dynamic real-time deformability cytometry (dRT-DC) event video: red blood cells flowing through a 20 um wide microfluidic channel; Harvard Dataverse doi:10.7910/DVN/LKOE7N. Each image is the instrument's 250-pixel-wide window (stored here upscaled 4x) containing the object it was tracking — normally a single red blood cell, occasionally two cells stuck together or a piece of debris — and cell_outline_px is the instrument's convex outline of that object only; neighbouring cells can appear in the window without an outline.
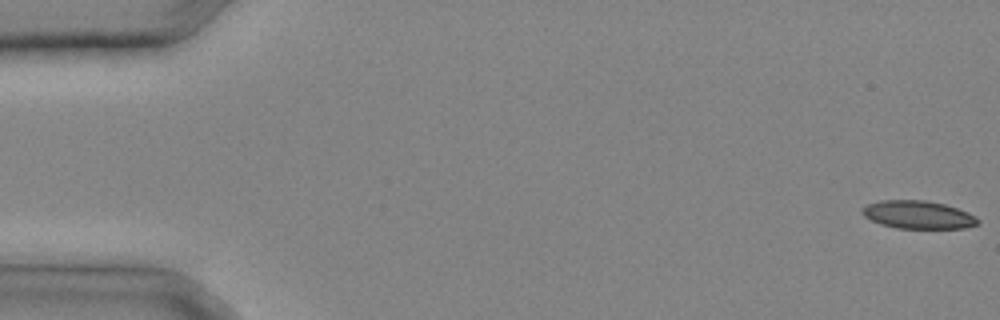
{"species": "common noctule bat (a hibernating species)", "species_latin": "Nyctalus noctula", "temperature_condition": "cold", "stored_images_in_passage": 32, "camera_frame_rate_fps": 3000, "um_per_image_px": 0.085, "animal": {"sex": "male", "body_mass_g": 20.4}, "frame": {"image": 1, "passage_image": 1, "time_ms": 0.0, "image_size_px": [1000, 320], "cell_outline_px": [[980, 224], [964, 228], [896, 228], [880, 224], [864, 216], [860, 212], [860, 208], [868, 204], [880, 200], [924, 200], [944, 204], [968, 212], [976, 216], [980, 220]], "centroid_in_image_um": [78.03, 18.25], "position_along_channel_um": 7.0, "area_um2": 18.96}}
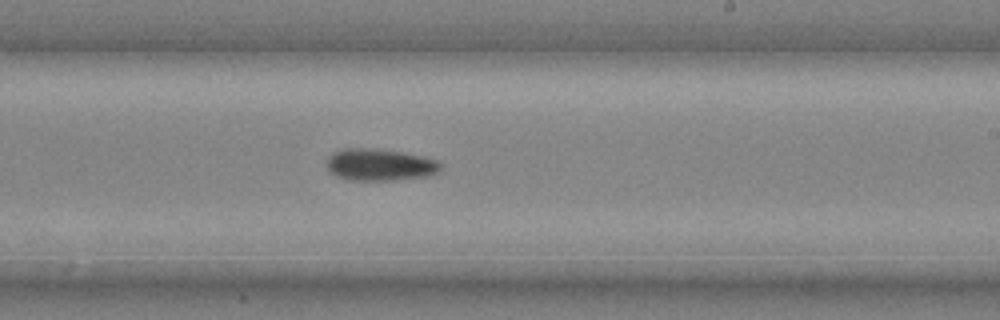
{"frame": {"image": 2, "passage_image": 20, "time_ms": 6.333, "image_size_px": [1000, 320], "cell_outline_px": [[440, 168], [436, 172], [428, 176], [396, 180], [352, 180], [336, 176], [328, 168], [328, 156], [332, 152], [340, 148], [376, 148], [404, 152], [424, 156], [440, 160]], "centroid_in_image_um": [32.3, 13.98], "position_along_channel_um": 256.7, "area_um2": 21.39}}
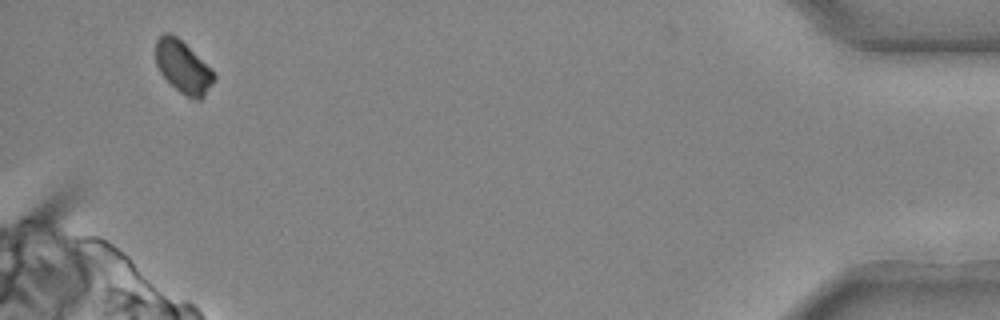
{"frame": {"image": 3, "passage_image": 31, "time_ms": 10.0, "image_size_px": [1000, 320], "cell_outline_px": [[216, 80], [204, 96], [200, 100], [196, 100], [180, 92], [160, 72], [156, 64], [156, 40], [164, 32], [168, 32], [176, 36], [212, 68], [216, 76]], "centroid_in_image_um": [15.59, 5.69], "position_along_channel_um": 419.6, "area_um2": 17.69}}